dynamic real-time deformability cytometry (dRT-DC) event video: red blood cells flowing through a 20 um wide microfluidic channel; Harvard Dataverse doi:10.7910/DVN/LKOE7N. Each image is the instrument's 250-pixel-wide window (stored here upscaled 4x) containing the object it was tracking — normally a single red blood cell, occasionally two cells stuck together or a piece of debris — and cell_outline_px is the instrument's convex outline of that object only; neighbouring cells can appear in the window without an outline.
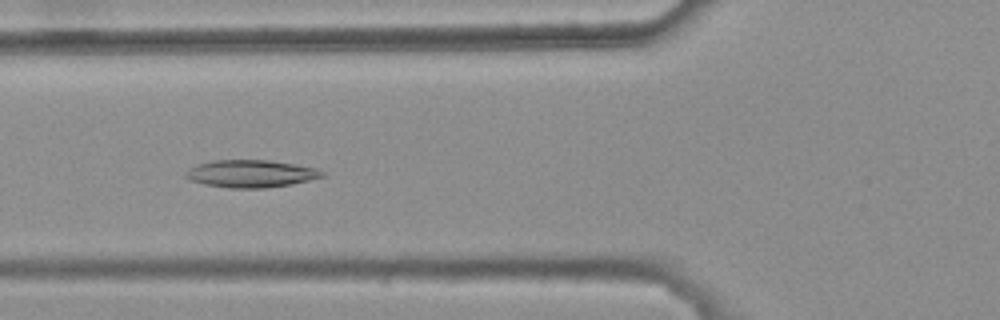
{"species": "common noctule bat (a hibernating species)", "species_latin": "Nyctalus noctula", "temperature_condition": "warm", "stored_images_in_passage": 45, "camera_frame_rate_fps": 3000, "um_per_image_px": 0.085, "animal": {"sex": "female", "body_mass_g": 25.1}, "frame": {"image": 1, "passage_image": 20, "time_ms": 6.333, "image_size_px": [1000, 320], "cell_outline_px": [[328, 176], [292, 184], [264, 188], [228, 188], [204, 184], [188, 180], [184, 176], [184, 172], [188, 168], [196, 164], [212, 160], [268, 160], [296, 164], [316, 168], [328, 172]], "centroid_in_image_um": [21.34, 14.76], "position_along_channel_um": 104.5, "area_um2": 22.31}}
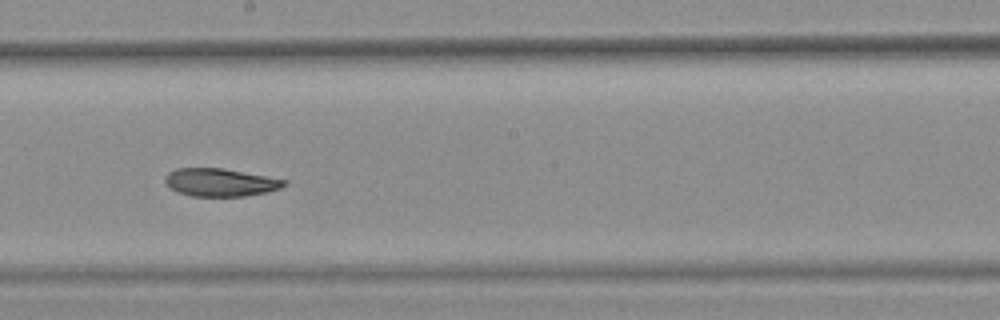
{"frame": {"image": 2, "passage_image": 30, "time_ms": 9.667, "image_size_px": [1000, 320], "cell_outline_px": [[288, 184], [280, 188], [264, 192], [244, 196], [192, 196], [176, 192], [168, 188], [164, 180], [164, 176], [168, 172], [176, 168], [224, 168], [288, 180]], "centroid_in_image_um": [18.68, 15.49], "position_along_channel_um": 229.5, "area_um2": 19.54}}
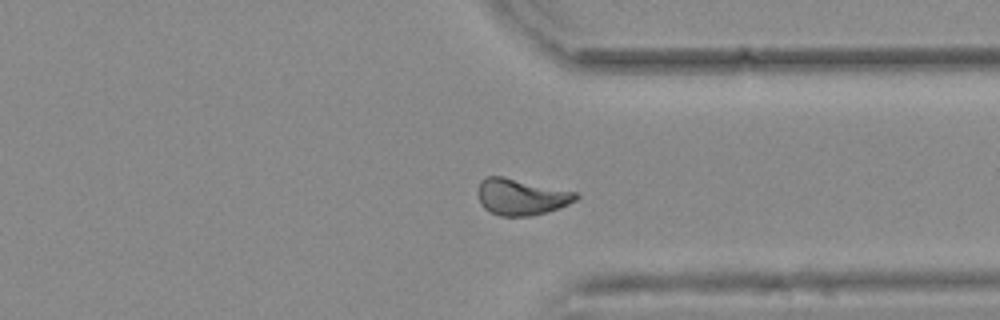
{"frame": {"image": 3, "passage_image": 41, "time_ms": 13.333, "image_size_px": [1000, 320], "cell_outline_px": [[580, 196], [576, 200], [568, 204], [532, 216], [500, 216], [484, 208], [480, 204], [476, 192], [480, 180], [488, 176], [504, 176], [576, 192]], "centroid_in_image_um": [44.25, 16.72], "position_along_channel_um": 367.2, "area_um2": 20.81}, "authors_computed_cell_mechanics": {"area_um2": 21.1548, "velocity_mm_per_s": 3.7566, "shape_relaxation_time_tau1_ms": null, "shape_relaxation_time_tau2_ms": 6.9676, "deformation_change_tau1": null, "deformation_change_tau2": 0.113}}